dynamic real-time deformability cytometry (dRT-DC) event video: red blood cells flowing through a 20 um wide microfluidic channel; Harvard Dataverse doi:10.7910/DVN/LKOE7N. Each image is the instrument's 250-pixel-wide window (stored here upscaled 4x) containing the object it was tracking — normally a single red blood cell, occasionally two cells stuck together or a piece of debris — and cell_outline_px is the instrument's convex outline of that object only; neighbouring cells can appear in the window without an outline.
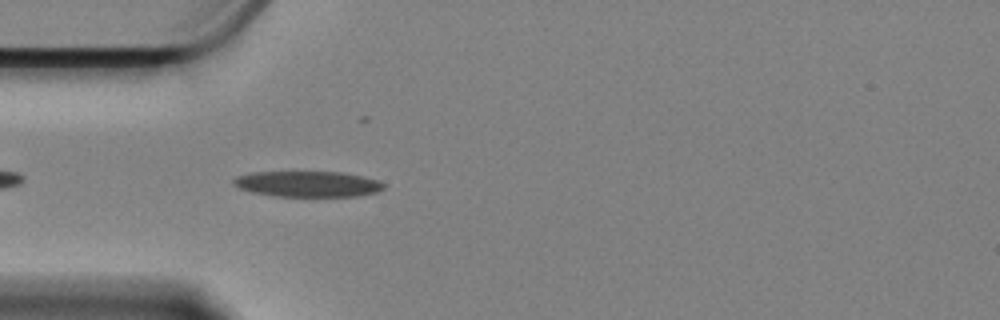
{"species": "Egyptian fruit bat (a non-hibernating species)", "species_latin": "Rousettus aegyptiacus", "temperature_condition": "cold", "stored_images_in_passage": 46, "camera_frame_rate_fps": 3000, "um_per_image_px": 0.085, "animal": {"sex": "female"}, "frame": {"image": 1, "passage_image": 4, "time_ms": 1.0, "image_size_px": [1000, 320], "cell_outline_px": [[384, 188], [376, 192], [356, 196], [272, 196], [252, 192], [240, 188], [232, 180], [236, 176], [252, 172], [340, 172], [364, 176], [376, 180], [384, 184]], "centroid_in_image_um": [26.15, 15.63], "position_along_channel_um": 58.9, "area_um2": 22.37}}
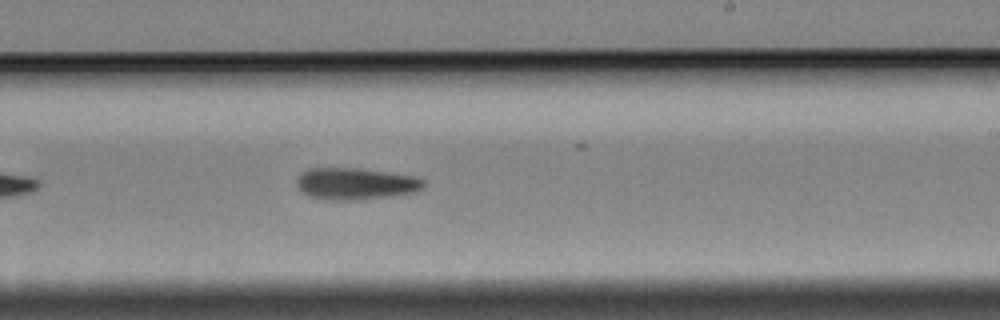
{"frame": {"image": 2, "passage_image": 22, "time_ms": 7.0, "image_size_px": [1000, 320], "cell_outline_px": [[424, 188], [416, 192], [388, 196], [352, 200], [328, 200], [308, 196], [296, 184], [296, 180], [300, 172], [308, 168], [356, 168], [412, 176], [424, 180]], "centroid_in_image_um": [30.18, 15.61], "position_along_channel_um": 258.8, "area_um2": 23.29}}
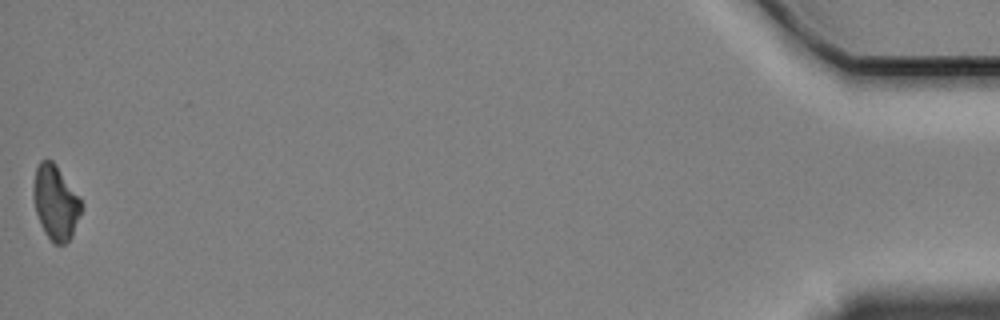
{"frame": {"image": 3, "passage_image": 46, "time_ms": 15.0, "image_size_px": [1000, 320], "cell_outline_px": [[84, 204], [72, 236], [64, 244], [52, 244], [44, 232], [40, 224], [36, 212], [32, 196], [32, 188], [36, 168], [40, 160], [52, 160], [56, 164]], "centroid_in_image_um": [4.71, 17.22], "position_along_channel_um": 430.5, "area_um2": 20.98}, "authors_computed_cell_mechanics": {"area_um2": 22.3686, "velocity_mm_per_s": 3.3628, "shape_relaxation_time_tau1_ms": 3.8314, "shape_relaxation_time_tau2_ms": null, "deformation_change_tau1": 0.1229, "deformation_change_tau2": null}}